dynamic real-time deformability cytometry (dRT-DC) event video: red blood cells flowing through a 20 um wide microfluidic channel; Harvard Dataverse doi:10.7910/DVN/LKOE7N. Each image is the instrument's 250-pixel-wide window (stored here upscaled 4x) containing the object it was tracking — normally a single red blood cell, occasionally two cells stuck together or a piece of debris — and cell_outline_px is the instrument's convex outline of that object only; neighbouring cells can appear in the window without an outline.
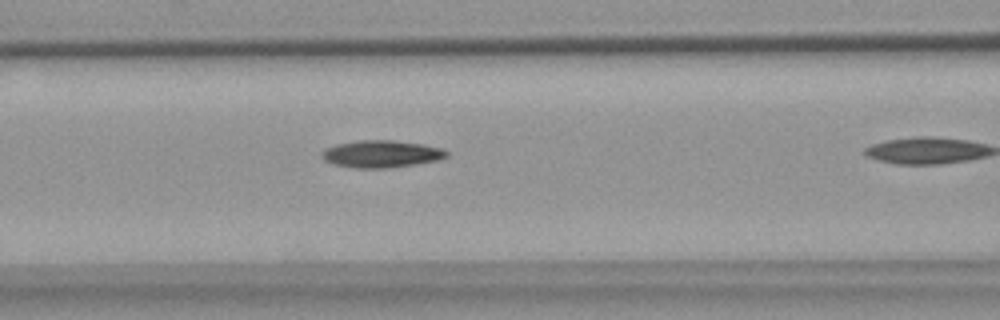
{"species": "common noctule bat (a hibernating species)", "species_latin": "Nyctalus noctula", "temperature_condition": "warm", "stored_images_in_passage": 6, "segment_of_instrument_passage": [1, 2], "camera_frame_rate_fps": 3000, "um_per_image_px": 0.085, "animal": {"sex": "female", "body_mass_g": 18.4}, "frame": {"image": 1, "passage_image": 4, "time_ms": 4.0, "image_size_px": [1000, 320], "cell_outline_px": [[448, 156], [436, 160], [412, 164], [384, 168], [356, 168], [332, 164], [324, 160], [320, 156], [320, 152], [336, 144], [360, 140], [392, 140], [424, 144], [444, 148], [448, 152]], "centroid_in_image_um": [32.39, 13.07], "position_along_channel_um": 134.2, "area_um2": 19.71}}